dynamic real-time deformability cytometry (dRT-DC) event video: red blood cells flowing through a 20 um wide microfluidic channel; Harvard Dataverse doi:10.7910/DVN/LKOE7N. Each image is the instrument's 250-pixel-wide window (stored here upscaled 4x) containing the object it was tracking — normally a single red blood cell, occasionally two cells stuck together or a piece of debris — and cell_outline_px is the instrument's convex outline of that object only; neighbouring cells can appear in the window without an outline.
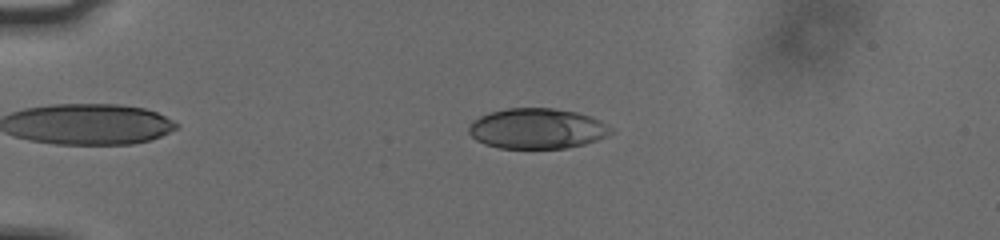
{"species": "human", "species_latin": "Homo sapiens", "temperature_condition": "cold", "stored_images_in_passage": 58, "camera_frame_rate_fps": 3000, "um_per_image_px": 0.085, "donor": {"sex": "male"}, "frame": {"image": 1, "passage_image": 16, "time_ms": 5.0, "image_size_px": [1000, 240], "cell_outline_px": [[592, 120], [588, 140], [580, 144], [560, 148], [504, 148], [488, 144], [472, 136], [472, 124], [476, 120], [484, 116], [496, 112], [512, 108], [548, 108], [572, 112], [584, 116]], "centroid_in_image_um": [45.26, 10.93], "position_along_channel_um": 39.7, "area_um2": 29.19}}
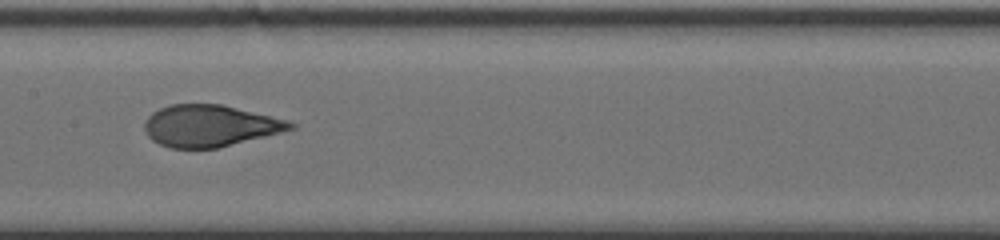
{"frame": {"image": 2, "passage_image": 32, "time_ms": 10.333, "image_size_px": [1000, 240], "cell_outline_px": [[292, 124], [288, 128], [216, 148], [176, 148], [164, 144], [156, 140], [148, 132], [148, 120], [156, 112], [164, 108], [176, 104], [216, 104], [264, 116]], "centroid_in_image_um": [17.73, 10.7], "position_along_channel_um": 189.7, "area_um2": 32.19}}
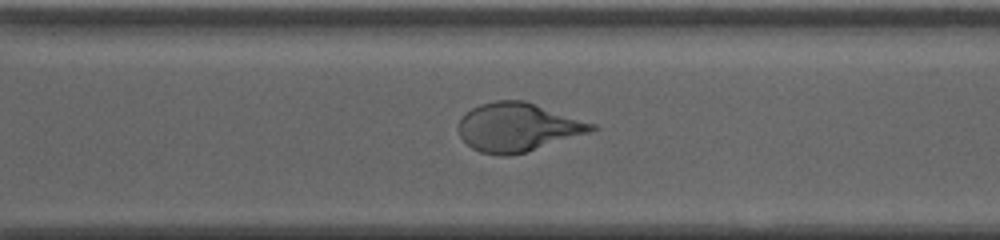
{"frame": {"image": 3, "passage_image": 43, "time_ms": 14.0, "image_size_px": [1000, 240], "cell_outline_px": [[592, 128], [524, 152], [484, 152], [468, 144], [464, 140], [460, 120], [468, 112], [484, 104], [504, 100], [516, 100], [532, 104], [588, 124]], "centroid_in_image_um": [43.86, 10.78], "position_along_channel_um": 326.7, "area_um2": 33.52}, "authors_computed_cell_mechanics": {"area_um2": 29.2468, "velocity_mm_per_s": 3.7622, "shape_relaxation_time_tau1_ms": 7.2091, "shape_relaxation_time_tau2_ms": 0.7383, "deformation_change_tau1": 0.2426, "deformation_change_tau2": 0.0524}}